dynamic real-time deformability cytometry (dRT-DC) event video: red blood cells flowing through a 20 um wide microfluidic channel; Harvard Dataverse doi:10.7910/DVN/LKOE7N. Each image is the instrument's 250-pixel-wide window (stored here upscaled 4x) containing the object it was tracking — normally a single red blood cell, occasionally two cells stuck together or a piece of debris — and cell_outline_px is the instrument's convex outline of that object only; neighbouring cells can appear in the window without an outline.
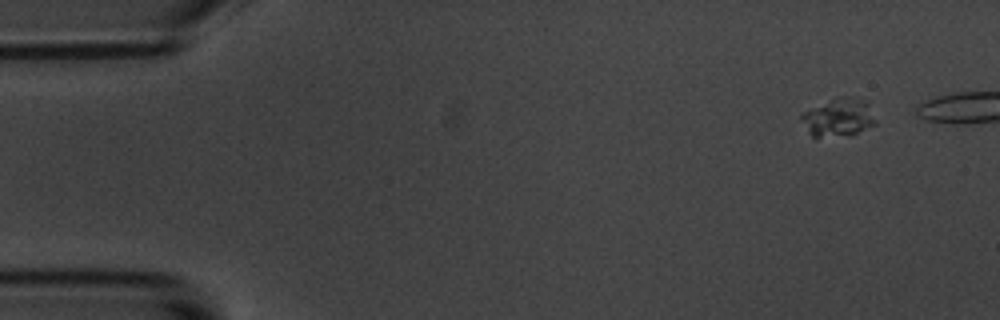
{"species": "common noctule bat (a hibernating species)", "species_latin": "Nyctalus noctula", "temperature_condition": "room temperature", "stored_images_in_passage": 44, "camera_frame_rate_fps": 3000, "um_per_image_px": 0.085, "animal": {"sex": "male", "body_mass_g": 20.1, "forearm_length_mm": 53.5}, "frame": {"image": 1, "passage_image": 1, "time_ms": 0.0, "image_size_px": [1000, 320], "cell_outline_px": [[876, 124], [848, 136], [812, 136], [808, 132], [800, 116], [804, 112], [840, 96], [844, 96], [864, 100], [868, 104], [876, 120]], "centroid_in_image_um": [71.3, 10.0], "position_along_channel_um": 13.7, "area_um2": 16.01}}
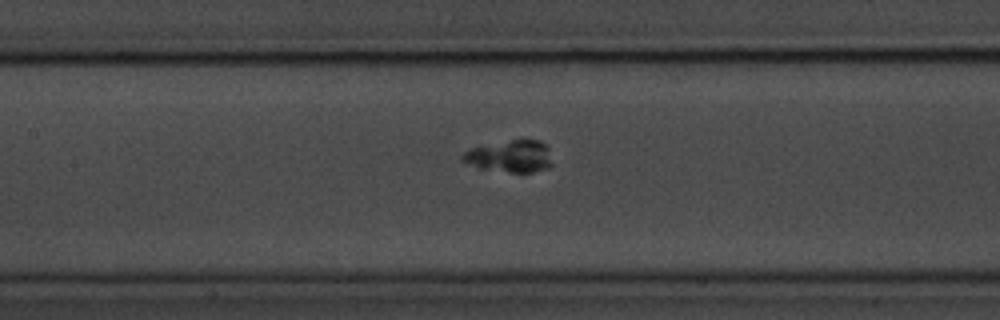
{"frame": {"image": 2, "passage_image": 23, "time_ms": 7.333, "image_size_px": [1000, 320], "cell_outline_px": [[552, 164], [548, 168], [532, 172], [508, 172], [480, 168], [460, 160], [460, 156], [464, 152], [472, 148], [512, 140], [540, 140], [548, 148]], "centroid_in_image_um": [43.36, 13.29], "position_along_channel_um": 164.0, "area_um2": 16.47}}
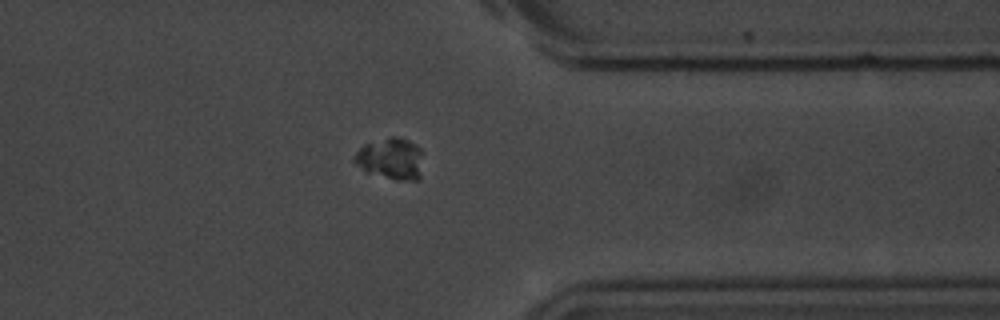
{"frame": {"image": 3, "passage_image": 42, "time_ms": 13.667, "image_size_px": [1000, 320], "cell_outline_px": [[420, 180], [400, 180], [368, 172], [356, 164], [352, 160], [356, 152], [364, 144], [388, 136], [400, 136], [416, 144], [420, 148]], "centroid_in_image_um": [33.2, 13.45], "position_along_channel_um": 378.2, "area_um2": 16.42}}